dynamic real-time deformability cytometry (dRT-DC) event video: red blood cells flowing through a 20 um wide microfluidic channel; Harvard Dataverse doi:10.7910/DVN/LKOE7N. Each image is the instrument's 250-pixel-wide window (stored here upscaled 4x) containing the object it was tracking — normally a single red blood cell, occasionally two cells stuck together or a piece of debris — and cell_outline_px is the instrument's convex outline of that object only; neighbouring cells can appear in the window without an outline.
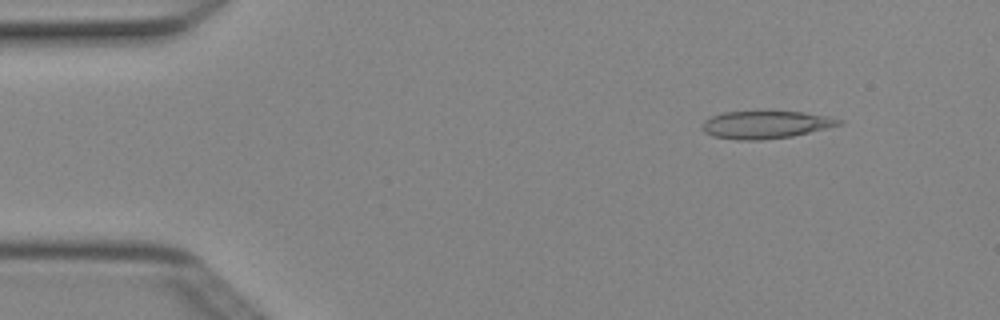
{"species": "Egyptian fruit bat (a non-hibernating species)", "species_latin": "Rousettus aegyptiacus", "temperature_condition": "cold", "stored_images_in_passage": 4, "camera_frame_rate_fps": 3000, "um_per_image_px": 0.085, "animal": {"sex": "female"}, "frame": {"image": 1, "passage_image": 1, "time_ms": 0.0, "image_size_px": [1000, 320], "cell_outline_px": [[844, 124], [792, 136], [760, 140], [736, 140], [712, 136], [704, 132], [700, 128], [704, 120], [712, 116], [724, 112], [764, 108], [804, 112], [832, 116], [844, 120]], "centroid_in_image_um": [65.09, 10.54], "position_along_channel_um": 19.9, "area_um2": 23.29}}
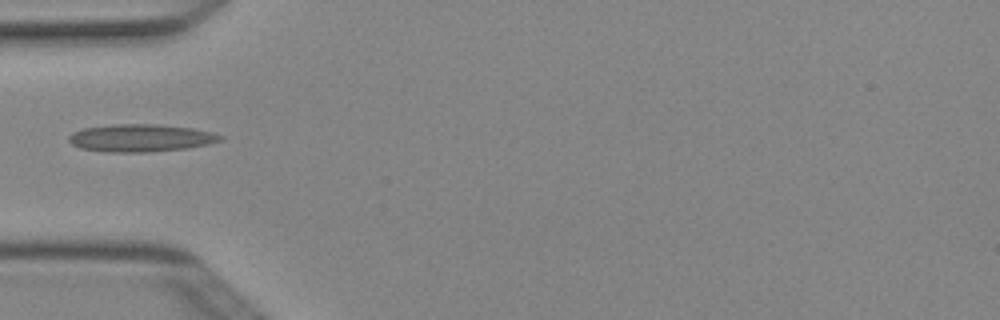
{"frame": {"image": 2, "passage_image": 4, "time_ms": 1.0, "image_size_px": [1000, 320], "cell_outline_px": [[224, 136], [220, 140], [208, 144], [188, 148], [148, 152], [104, 152], [80, 148], [72, 144], [68, 140], [68, 136], [72, 132], [84, 128], [116, 124], [156, 124], [192, 128], [212, 132]], "centroid_in_image_um": [11.94, 11.73], "position_along_channel_um": 73.1, "area_um2": 24.33}}